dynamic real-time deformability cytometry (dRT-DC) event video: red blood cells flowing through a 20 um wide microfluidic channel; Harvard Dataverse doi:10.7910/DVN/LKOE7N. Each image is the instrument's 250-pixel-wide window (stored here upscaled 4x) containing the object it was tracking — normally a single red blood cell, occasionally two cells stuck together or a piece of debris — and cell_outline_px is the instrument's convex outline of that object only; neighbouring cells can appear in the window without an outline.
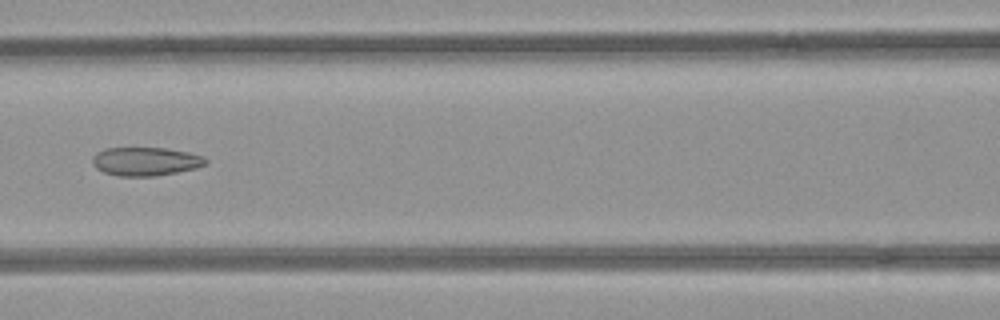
{"species": "common noctule bat (a hibernating species)", "species_latin": "Nyctalus noctula", "temperature_condition": "room temperature", "stored_images_in_passage": 7, "camera_frame_rate_fps": 3000, "um_per_image_px": 0.085, "animal": {"sex": "female", "body_mass_g": 21.9}, "frame": {"image": 1, "passage_image": 7, "time_ms": 2.0, "image_size_px": [1000, 320], "cell_outline_px": [[208, 164], [196, 168], [156, 176], [116, 176], [104, 172], [96, 168], [92, 164], [92, 156], [96, 152], [104, 148], [164, 148], [188, 152], [204, 156], [208, 160]], "centroid_in_image_um": [12.37, 13.72], "position_along_channel_um": 154.2, "area_um2": 19.02}}